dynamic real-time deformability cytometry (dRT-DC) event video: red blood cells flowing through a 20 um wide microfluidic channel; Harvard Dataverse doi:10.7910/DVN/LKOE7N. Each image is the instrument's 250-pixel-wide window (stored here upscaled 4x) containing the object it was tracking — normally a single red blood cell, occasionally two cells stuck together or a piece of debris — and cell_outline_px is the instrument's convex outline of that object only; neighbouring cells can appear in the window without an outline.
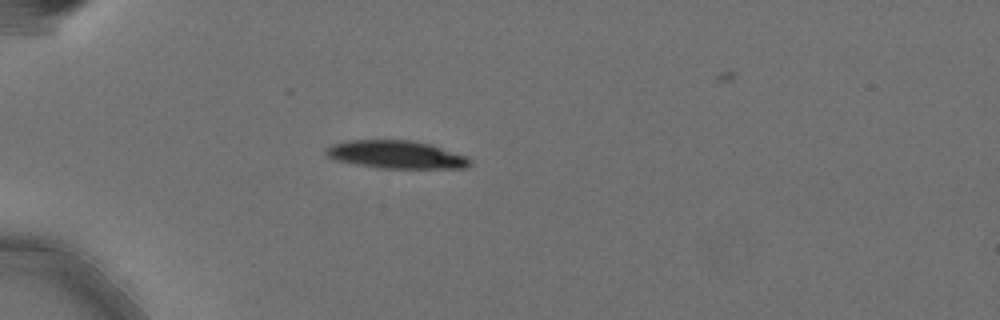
{"species": "Egyptian fruit bat (a non-hibernating species)", "species_latin": "Rousettus aegyptiacus", "temperature_condition": "cold", "stored_images_in_passage": 3, "camera_frame_rate_fps": 3000, "um_per_image_px": 0.085, "animal": {"sex": "female"}, "frame": {"image": 1, "passage_image": 1, "time_ms": 0.0, "image_size_px": [1000, 320], "cell_outline_px": [[472, 164], [468, 168], [380, 168], [332, 160], [324, 152], [332, 144], [352, 140], [412, 140], [432, 144], [464, 156]], "centroid_in_image_um": [33.65, 13.14], "position_along_channel_um": 51.3, "area_um2": 23.29}}
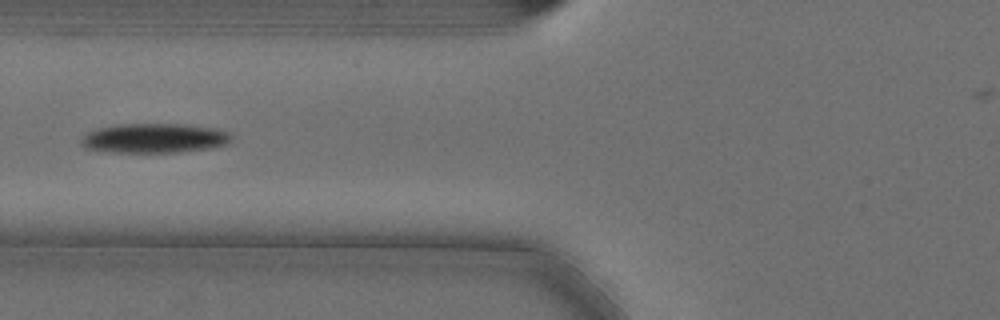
{"frame": {"image": 2, "passage_image": 3, "time_ms": 0.667, "image_size_px": [1000, 320], "cell_outline_px": [[232, 140], [228, 144], [212, 148], [176, 152], [104, 152], [84, 148], [80, 144], [80, 140], [88, 132], [96, 128], [116, 124], [192, 124], [216, 128], [232, 132]], "centroid_in_image_um": [13.15, 11.74], "position_along_channel_um": 112.7, "area_um2": 26.41}}